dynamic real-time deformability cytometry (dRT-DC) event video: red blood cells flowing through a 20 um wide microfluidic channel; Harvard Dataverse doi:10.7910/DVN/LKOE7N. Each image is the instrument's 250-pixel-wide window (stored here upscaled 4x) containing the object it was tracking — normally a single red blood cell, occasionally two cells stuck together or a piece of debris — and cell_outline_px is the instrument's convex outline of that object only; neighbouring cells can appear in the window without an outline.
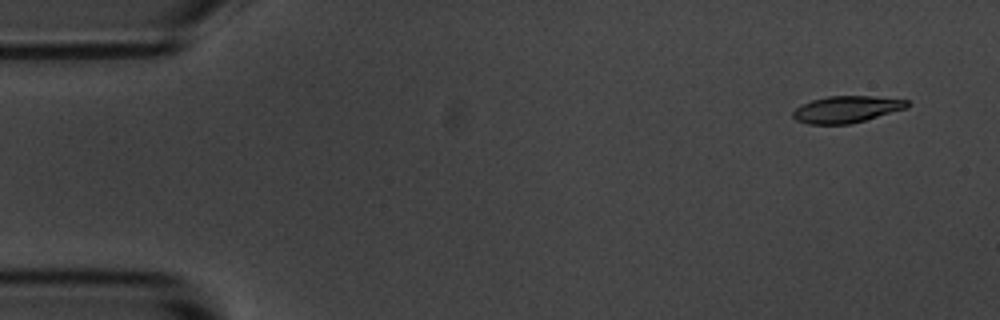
{"species": "common noctule bat (a hibernating species)", "species_latin": "Nyctalus noctula", "temperature_condition": "room temperature", "stored_images_in_passage": 14, "camera_frame_rate_fps": 3000, "um_per_image_px": 0.085, "animal": {"sex": "male", "body_mass_g": 20.1, "forearm_length_mm": 53.5}, "frame": {"image": 1, "passage_image": 1, "time_ms": 0.0, "image_size_px": [1000, 320], "cell_outline_px": [[912, 104], [908, 108], [852, 124], [808, 124], [796, 120], [792, 116], [792, 112], [796, 108], [812, 100], [828, 96], [872, 96], [908, 100]], "centroid_in_image_um": [72.0, 9.3], "position_along_channel_um": 13.0, "area_um2": 17.92}}
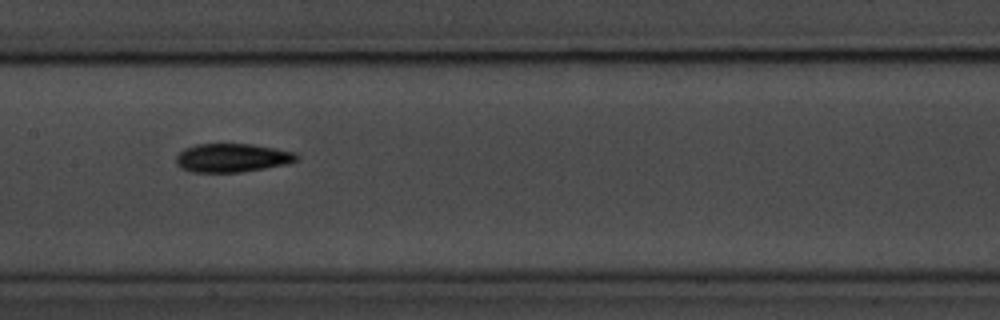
{"frame": {"image": 2, "passage_image": 7, "time_ms": 7.667, "image_size_px": [1000, 320], "cell_outline_px": [[300, 160], [288, 164], [240, 172], [192, 172], [180, 168], [176, 164], [176, 156], [184, 148], [196, 144], [252, 144], [276, 148], [296, 152], [300, 156]], "centroid_in_image_um": [19.77, 13.41], "position_along_channel_um": 187.6, "area_um2": 20.35}}
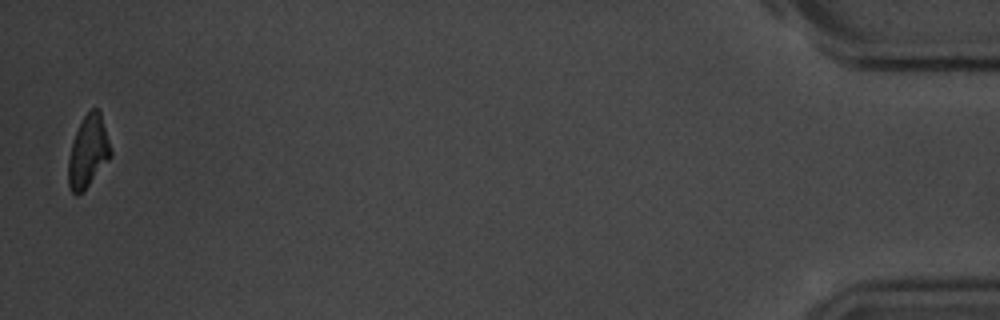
{"frame": {"image": 3, "passage_image": 14, "time_ms": 16.667, "image_size_px": [1000, 320], "cell_outline_px": [[112, 156], [88, 184], [76, 196], [72, 192], [68, 184], [68, 160], [72, 144], [76, 132], [84, 116], [92, 108], [96, 108], [100, 112], [112, 152]], "centroid_in_image_um": [7.49, 12.88], "position_along_channel_um": 427.7, "area_um2": 17.22}, "authors_computed_cell_mechanics": {"area_um2": 18.9873, "velocity_mm_per_s": 3.6915, "shape_relaxation_time_tau1_ms": 3.0176, "shape_relaxation_time_tau2_ms": 3.8335, "deformation_change_tau1": 0.1237, "deformation_change_tau2": 0.0965}}